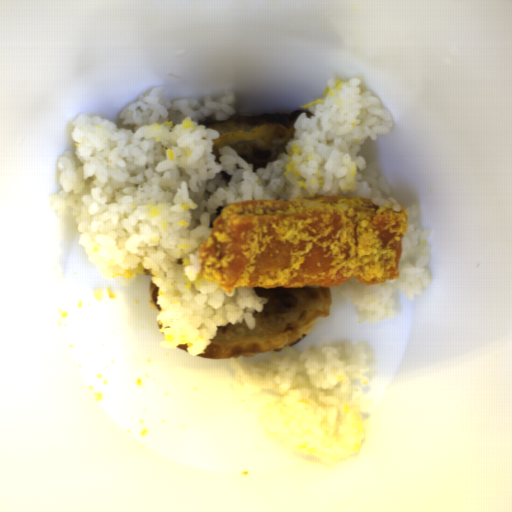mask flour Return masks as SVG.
<instances>
[{
    "mask_svg": "<svg viewBox=\"0 0 512 512\" xmlns=\"http://www.w3.org/2000/svg\"><path fill=\"white\" fill-rule=\"evenodd\" d=\"M176 347L189 353L188 346L186 344L177 345Z\"/></svg>",
    "mask_w": 512,
    "mask_h": 512,
    "instance_id": "obj_5",
    "label": "flour"
},
{
    "mask_svg": "<svg viewBox=\"0 0 512 512\" xmlns=\"http://www.w3.org/2000/svg\"><path fill=\"white\" fill-rule=\"evenodd\" d=\"M253 288L256 296L267 299L262 311L254 313V328L250 330L245 319L220 326L196 356L231 360L279 351L295 345L311 332L318 318L331 313L330 286Z\"/></svg>",
    "mask_w": 512,
    "mask_h": 512,
    "instance_id": "obj_1",
    "label": "flour"
},
{
    "mask_svg": "<svg viewBox=\"0 0 512 512\" xmlns=\"http://www.w3.org/2000/svg\"><path fill=\"white\" fill-rule=\"evenodd\" d=\"M303 112L305 117L311 118L310 111L299 108L290 114H234L226 121L215 120L210 115L202 124L218 132V138L212 140L216 163L221 164L220 148L228 145L256 171L266 168L270 161H276L284 152L294 138V125Z\"/></svg>",
    "mask_w": 512,
    "mask_h": 512,
    "instance_id": "obj_2",
    "label": "flour"
},
{
    "mask_svg": "<svg viewBox=\"0 0 512 512\" xmlns=\"http://www.w3.org/2000/svg\"><path fill=\"white\" fill-rule=\"evenodd\" d=\"M220 175L222 176V178H223L224 182H225L227 185H228V184H230V179H231L232 175H229V174H227V173H226V172H224V171H223V172H221V174H220Z\"/></svg>",
    "mask_w": 512,
    "mask_h": 512,
    "instance_id": "obj_4",
    "label": "flour"
},
{
    "mask_svg": "<svg viewBox=\"0 0 512 512\" xmlns=\"http://www.w3.org/2000/svg\"><path fill=\"white\" fill-rule=\"evenodd\" d=\"M157 294H158V287L153 284L152 279H151L150 286H149L150 310L159 311V309H160L159 304L157 303Z\"/></svg>",
    "mask_w": 512,
    "mask_h": 512,
    "instance_id": "obj_3",
    "label": "flour"
}]
</instances>
